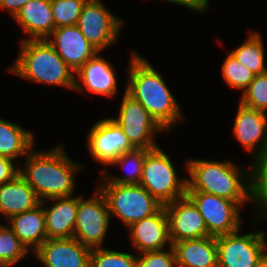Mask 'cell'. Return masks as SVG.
<instances>
[{
  "label": "cell",
  "instance_id": "7a4b0ae2",
  "mask_svg": "<svg viewBox=\"0 0 267 267\" xmlns=\"http://www.w3.org/2000/svg\"><path fill=\"white\" fill-rule=\"evenodd\" d=\"M242 169L230 160L188 158L185 172L188 174L187 191H200L237 202L242 208L250 202L255 216L254 165ZM244 170V171H243Z\"/></svg>",
  "mask_w": 267,
  "mask_h": 267
},
{
  "label": "cell",
  "instance_id": "44dd1931",
  "mask_svg": "<svg viewBox=\"0 0 267 267\" xmlns=\"http://www.w3.org/2000/svg\"><path fill=\"white\" fill-rule=\"evenodd\" d=\"M172 248L176 267H218L216 237L181 240Z\"/></svg>",
  "mask_w": 267,
  "mask_h": 267
},
{
  "label": "cell",
  "instance_id": "8992f818",
  "mask_svg": "<svg viewBox=\"0 0 267 267\" xmlns=\"http://www.w3.org/2000/svg\"><path fill=\"white\" fill-rule=\"evenodd\" d=\"M160 146L147 149L140 185L162 206L186 196L188 177H180L168 153Z\"/></svg>",
  "mask_w": 267,
  "mask_h": 267
},
{
  "label": "cell",
  "instance_id": "e0dca14e",
  "mask_svg": "<svg viewBox=\"0 0 267 267\" xmlns=\"http://www.w3.org/2000/svg\"><path fill=\"white\" fill-rule=\"evenodd\" d=\"M91 250L74 237L58 238L45 240L32 255L43 267H89Z\"/></svg>",
  "mask_w": 267,
  "mask_h": 267
},
{
  "label": "cell",
  "instance_id": "4fadbf2b",
  "mask_svg": "<svg viewBox=\"0 0 267 267\" xmlns=\"http://www.w3.org/2000/svg\"><path fill=\"white\" fill-rule=\"evenodd\" d=\"M232 136L247 153L252 154L253 165L267 149V113L242 105H237L233 119Z\"/></svg>",
  "mask_w": 267,
  "mask_h": 267
},
{
  "label": "cell",
  "instance_id": "9a60e30c",
  "mask_svg": "<svg viewBox=\"0 0 267 267\" xmlns=\"http://www.w3.org/2000/svg\"><path fill=\"white\" fill-rule=\"evenodd\" d=\"M164 208L172 243L211 236L202 215L187 196L165 204Z\"/></svg>",
  "mask_w": 267,
  "mask_h": 267
},
{
  "label": "cell",
  "instance_id": "74e56055",
  "mask_svg": "<svg viewBox=\"0 0 267 267\" xmlns=\"http://www.w3.org/2000/svg\"><path fill=\"white\" fill-rule=\"evenodd\" d=\"M257 267H267V250L261 256L259 263L257 264Z\"/></svg>",
  "mask_w": 267,
  "mask_h": 267
},
{
  "label": "cell",
  "instance_id": "5bb4252c",
  "mask_svg": "<svg viewBox=\"0 0 267 267\" xmlns=\"http://www.w3.org/2000/svg\"><path fill=\"white\" fill-rule=\"evenodd\" d=\"M102 54V52H98L75 73L74 91L84 95L91 93L110 99L116 97L119 93V84H117L115 66Z\"/></svg>",
  "mask_w": 267,
  "mask_h": 267
},
{
  "label": "cell",
  "instance_id": "ba28073f",
  "mask_svg": "<svg viewBox=\"0 0 267 267\" xmlns=\"http://www.w3.org/2000/svg\"><path fill=\"white\" fill-rule=\"evenodd\" d=\"M92 195L79 194L74 229V238L90 249L103 247L112 220L106 199L96 186Z\"/></svg>",
  "mask_w": 267,
  "mask_h": 267
},
{
  "label": "cell",
  "instance_id": "e575fe53",
  "mask_svg": "<svg viewBox=\"0 0 267 267\" xmlns=\"http://www.w3.org/2000/svg\"><path fill=\"white\" fill-rule=\"evenodd\" d=\"M159 1V0H158ZM162 2H168L173 5L182 6L188 8L190 11L195 12L196 14H206L207 10L210 7V0H160Z\"/></svg>",
  "mask_w": 267,
  "mask_h": 267
},
{
  "label": "cell",
  "instance_id": "836d02e7",
  "mask_svg": "<svg viewBox=\"0 0 267 267\" xmlns=\"http://www.w3.org/2000/svg\"><path fill=\"white\" fill-rule=\"evenodd\" d=\"M19 174V164L6 157H0V186L13 180Z\"/></svg>",
  "mask_w": 267,
  "mask_h": 267
},
{
  "label": "cell",
  "instance_id": "cb8c5ba5",
  "mask_svg": "<svg viewBox=\"0 0 267 267\" xmlns=\"http://www.w3.org/2000/svg\"><path fill=\"white\" fill-rule=\"evenodd\" d=\"M35 137L31 130L0 117V157L10 158L20 164L21 158L34 148Z\"/></svg>",
  "mask_w": 267,
  "mask_h": 267
},
{
  "label": "cell",
  "instance_id": "7402d4cb",
  "mask_svg": "<svg viewBox=\"0 0 267 267\" xmlns=\"http://www.w3.org/2000/svg\"><path fill=\"white\" fill-rule=\"evenodd\" d=\"M41 204L34 189L18 174L0 186V216L6 221Z\"/></svg>",
  "mask_w": 267,
  "mask_h": 267
},
{
  "label": "cell",
  "instance_id": "3957f363",
  "mask_svg": "<svg viewBox=\"0 0 267 267\" xmlns=\"http://www.w3.org/2000/svg\"><path fill=\"white\" fill-rule=\"evenodd\" d=\"M71 158L61 143L45 151L33 148L19 164V175L41 201L72 196L76 193L77 175L85 166Z\"/></svg>",
  "mask_w": 267,
  "mask_h": 267
},
{
  "label": "cell",
  "instance_id": "9c48e42d",
  "mask_svg": "<svg viewBox=\"0 0 267 267\" xmlns=\"http://www.w3.org/2000/svg\"><path fill=\"white\" fill-rule=\"evenodd\" d=\"M124 21L103 0H94L85 3L76 26L91 45L103 52L117 43Z\"/></svg>",
  "mask_w": 267,
  "mask_h": 267
},
{
  "label": "cell",
  "instance_id": "7c38bea8",
  "mask_svg": "<svg viewBox=\"0 0 267 267\" xmlns=\"http://www.w3.org/2000/svg\"><path fill=\"white\" fill-rule=\"evenodd\" d=\"M86 138L91 159L107 168L120 155L134 149L120 126L109 116L90 126Z\"/></svg>",
  "mask_w": 267,
  "mask_h": 267
},
{
  "label": "cell",
  "instance_id": "83f0119b",
  "mask_svg": "<svg viewBox=\"0 0 267 267\" xmlns=\"http://www.w3.org/2000/svg\"><path fill=\"white\" fill-rule=\"evenodd\" d=\"M89 267H138L137 254L105 247L94 248Z\"/></svg>",
  "mask_w": 267,
  "mask_h": 267
},
{
  "label": "cell",
  "instance_id": "4dcf8cb0",
  "mask_svg": "<svg viewBox=\"0 0 267 267\" xmlns=\"http://www.w3.org/2000/svg\"><path fill=\"white\" fill-rule=\"evenodd\" d=\"M86 0H51L55 28L77 25Z\"/></svg>",
  "mask_w": 267,
  "mask_h": 267
},
{
  "label": "cell",
  "instance_id": "30bf717a",
  "mask_svg": "<svg viewBox=\"0 0 267 267\" xmlns=\"http://www.w3.org/2000/svg\"><path fill=\"white\" fill-rule=\"evenodd\" d=\"M115 121L134 148L154 149L158 145L156 135L166 133L150 116L149 112L125 90Z\"/></svg>",
  "mask_w": 267,
  "mask_h": 267
},
{
  "label": "cell",
  "instance_id": "f1b7e54d",
  "mask_svg": "<svg viewBox=\"0 0 267 267\" xmlns=\"http://www.w3.org/2000/svg\"><path fill=\"white\" fill-rule=\"evenodd\" d=\"M223 81L232 89L241 90L248 87L255 78V74L243 66L230 52L226 55L221 65Z\"/></svg>",
  "mask_w": 267,
  "mask_h": 267
},
{
  "label": "cell",
  "instance_id": "277c9868",
  "mask_svg": "<svg viewBox=\"0 0 267 267\" xmlns=\"http://www.w3.org/2000/svg\"><path fill=\"white\" fill-rule=\"evenodd\" d=\"M19 52L8 73L34 84L53 85L71 89L75 87V72L57 54L46 40L19 41Z\"/></svg>",
  "mask_w": 267,
  "mask_h": 267
},
{
  "label": "cell",
  "instance_id": "ac0fdd59",
  "mask_svg": "<svg viewBox=\"0 0 267 267\" xmlns=\"http://www.w3.org/2000/svg\"><path fill=\"white\" fill-rule=\"evenodd\" d=\"M46 40L75 73L99 52L76 25L54 28Z\"/></svg>",
  "mask_w": 267,
  "mask_h": 267
},
{
  "label": "cell",
  "instance_id": "d590c367",
  "mask_svg": "<svg viewBox=\"0 0 267 267\" xmlns=\"http://www.w3.org/2000/svg\"><path fill=\"white\" fill-rule=\"evenodd\" d=\"M31 0H0V11L4 10L9 12L10 18H15L21 8Z\"/></svg>",
  "mask_w": 267,
  "mask_h": 267
},
{
  "label": "cell",
  "instance_id": "d6986e66",
  "mask_svg": "<svg viewBox=\"0 0 267 267\" xmlns=\"http://www.w3.org/2000/svg\"><path fill=\"white\" fill-rule=\"evenodd\" d=\"M78 203L79 194L41 201L48 239L74 237Z\"/></svg>",
  "mask_w": 267,
  "mask_h": 267
},
{
  "label": "cell",
  "instance_id": "f546056e",
  "mask_svg": "<svg viewBox=\"0 0 267 267\" xmlns=\"http://www.w3.org/2000/svg\"><path fill=\"white\" fill-rule=\"evenodd\" d=\"M240 94L239 102L242 105L267 113V72L256 75Z\"/></svg>",
  "mask_w": 267,
  "mask_h": 267
},
{
  "label": "cell",
  "instance_id": "d6a6232c",
  "mask_svg": "<svg viewBox=\"0 0 267 267\" xmlns=\"http://www.w3.org/2000/svg\"><path fill=\"white\" fill-rule=\"evenodd\" d=\"M138 267H176L175 253L171 247L159 251H148L137 255Z\"/></svg>",
  "mask_w": 267,
  "mask_h": 267
},
{
  "label": "cell",
  "instance_id": "6da1fadb",
  "mask_svg": "<svg viewBox=\"0 0 267 267\" xmlns=\"http://www.w3.org/2000/svg\"><path fill=\"white\" fill-rule=\"evenodd\" d=\"M130 51L125 92L149 112L166 134L174 132L176 125L186 120L181 105L163 74L144 55L133 49Z\"/></svg>",
  "mask_w": 267,
  "mask_h": 267
},
{
  "label": "cell",
  "instance_id": "4316f807",
  "mask_svg": "<svg viewBox=\"0 0 267 267\" xmlns=\"http://www.w3.org/2000/svg\"><path fill=\"white\" fill-rule=\"evenodd\" d=\"M27 247L7 224H0V267H15L29 255Z\"/></svg>",
  "mask_w": 267,
  "mask_h": 267
},
{
  "label": "cell",
  "instance_id": "ffe728a7",
  "mask_svg": "<svg viewBox=\"0 0 267 267\" xmlns=\"http://www.w3.org/2000/svg\"><path fill=\"white\" fill-rule=\"evenodd\" d=\"M25 36L22 40L47 39L55 28L51 0H31L26 3L13 19Z\"/></svg>",
  "mask_w": 267,
  "mask_h": 267
},
{
  "label": "cell",
  "instance_id": "52a82bcc",
  "mask_svg": "<svg viewBox=\"0 0 267 267\" xmlns=\"http://www.w3.org/2000/svg\"><path fill=\"white\" fill-rule=\"evenodd\" d=\"M258 229L242 234L240 228L216 237L218 267H257L267 250V229Z\"/></svg>",
  "mask_w": 267,
  "mask_h": 267
},
{
  "label": "cell",
  "instance_id": "2e32d148",
  "mask_svg": "<svg viewBox=\"0 0 267 267\" xmlns=\"http://www.w3.org/2000/svg\"><path fill=\"white\" fill-rule=\"evenodd\" d=\"M131 250L137 254L164 250L172 246L168 218L164 206L152 216L143 218L127 228Z\"/></svg>",
  "mask_w": 267,
  "mask_h": 267
},
{
  "label": "cell",
  "instance_id": "d4e9b609",
  "mask_svg": "<svg viewBox=\"0 0 267 267\" xmlns=\"http://www.w3.org/2000/svg\"><path fill=\"white\" fill-rule=\"evenodd\" d=\"M248 32V37L229 52L255 75L266 73V49L262 33L252 28Z\"/></svg>",
  "mask_w": 267,
  "mask_h": 267
},
{
  "label": "cell",
  "instance_id": "1f68e13d",
  "mask_svg": "<svg viewBox=\"0 0 267 267\" xmlns=\"http://www.w3.org/2000/svg\"><path fill=\"white\" fill-rule=\"evenodd\" d=\"M254 200L257 216L253 215V223L267 224V166H254Z\"/></svg>",
  "mask_w": 267,
  "mask_h": 267
},
{
  "label": "cell",
  "instance_id": "603a6c76",
  "mask_svg": "<svg viewBox=\"0 0 267 267\" xmlns=\"http://www.w3.org/2000/svg\"><path fill=\"white\" fill-rule=\"evenodd\" d=\"M6 224L13 230L30 253L34 252L48 239L42 204L34 209L12 216L7 220Z\"/></svg>",
  "mask_w": 267,
  "mask_h": 267
},
{
  "label": "cell",
  "instance_id": "5b68a950",
  "mask_svg": "<svg viewBox=\"0 0 267 267\" xmlns=\"http://www.w3.org/2000/svg\"><path fill=\"white\" fill-rule=\"evenodd\" d=\"M100 176V182L95 186L104 195L111 218L117 217L126 229L162 207L140 184H113Z\"/></svg>",
  "mask_w": 267,
  "mask_h": 267
},
{
  "label": "cell",
  "instance_id": "484cf974",
  "mask_svg": "<svg viewBox=\"0 0 267 267\" xmlns=\"http://www.w3.org/2000/svg\"><path fill=\"white\" fill-rule=\"evenodd\" d=\"M146 156V149L143 148H134L131 151H127L120 155L116 160H114L109 166H118L125 173L123 175L115 176L110 173L107 168L99 171L108 182L113 184H125L133 185L140 184L142 171H143V162ZM125 169V170H124Z\"/></svg>",
  "mask_w": 267,
  "mask_h": 267
},
{
  "label": "cell",
  "instance_id": "8fae6325",
  "mask_svg": "<svg viewBox=\"0 0 267 267\" xmlns=\"http://www.w3.org/2000/svg\"><path fill=\"white\" fill-rule=\"evenodd\" d=\"M202 215L208 233L213 237L233 233L242 228V208L237 202L200 191H186Z\"/></svg>",
  "mask_w": 267,
  "mask_h": 267
},
{
  "label": "cell",
  "instance_id": "8d00e7d4",
  "mask_svg": "<svg viewBox=\"0 0 267 267\" xmlns=\"http://www.w3.org/2000/svg\"><path fill=\"white\" fill-rule=\"evenodd\" d=\"M254 166H267V149L264 155L254 164Z\"/></svg>",
  "mask_w": 267,
  "mask_h": 267
}]
</instances>
